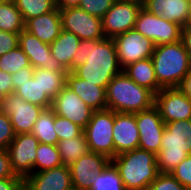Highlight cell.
<instances>
[{"instance_id": "obj_16", "label": "cell", "mask_w": 191, "mask_h": 190, "mask_svg": "<svg viewBox=\"0 0 191 190\" xmlns=\"http://www.w3.org/2000/svg\"><path fill=\"white\" fill-rule=\"evenodd\" d=\"M19 47L28 56L30 65L33 68H40L47 71L68 72L57 59L52 56L50 44L40 41L25 29L19 34Z\"/></svg>"}, {"instance_id": "obj_12", "label": "cell", "mask_w": 191, "mask_h": 190, "mask_svg": "<svg viewBox=\"0 0 191 190\" xmlns=\"http://www.w3.org/2000/svg\"><path fill=\"white\" fill-rule=\"evenodd\" d=\"M0 110L9 116L17 135L31 133L44 108L25 101L14 92L5 97Z\"/></svg>"}, {"instance_id": "obj_44", "label": "cell", "mask_w": 191, "mask_h": 190, "mask_svg": "<svg viewBox=\"0 0 191 190\" xmlns=\"http://www.w3.org/2000/svg\"><path fill=\"white\" fill-rule=\"evenodd\" d=\"M180 41L182 42L183 47L186 49V51L188 52L191 58V28L190 27H186V26L182 27Z\"/></svg>"}, {"instance_id": "obj_7", "label": "cell", "mask_w": 191, "mask_h": 190, "mask_svg": "<svg viewBox=\"0 0 191 190\" xmlns=\"http://www.w3.org/2000/svg\"><path fill=\"white\" fill-rule=\"evenodd\" d=\"M134 28L155 46L179 42L182 29L179 24L152 14L143 7L138 13Z\"/></svg>"}, {"instance_id": "obj_26", "label": "cell", "mask_w": 191, "mask_h": 190, "mask_svg": "<svg viewBox=\"0 0 191 190\" xmlns=\"http://www.w3.org/2000/svg\"><path fill=\"white\" fill-rule=\"evenodd\" d=\"M57 148L62 163L67 166L90 151L84 131L74 138L60 140Z\"/></svg>"}, {"instance_id": "obj_42", "label": "cell", "mask_w": 191, "mask_h": 190, "mask_svg": "<svg viewBox=\"0 0 191 190\" xmlns=\"http://www.w3.org/2000/svg\"><path fill=\"white\" fill-rule=\"evenodd\" d=\"M0 91L8 96L14 93L11 75L0 70Z\"/></svg>"}, {"instance_id": "obj_13", "label": "cell", "mask_w": 191, "mask_h": 190, "mask_svg": "<svg viewBox=\"0 0 191 190\" xmlns=\"http://www.w3.org/2000/svg\"><path fill=\"white\" fill-rule=\"evenodd\" d=\"M135 117L140 136L139 148L157 154L165 127L158 108L153 105L149 109L135 113Z\"/></svg>"}, {"instance_id": "obj_48", "label": "cell", "mask_w": 191, "mask_h": 190, "mask_svg": "<svg viewBox=\"0 0 191 190\" xmlns=\"http://www.w3.org/2000/svg\"><path fill=\"white\" fill-rule=\"evenodd\" d=\"M6 95L0 91V109L3 105Z\"/></svg>"}, {"instance_id": "obj_36", "label": "cell", "mask_w": 191, "mask_h": 190, "mask_svg": "<svg viewBox=\"0 0 191 190\" xmlns=\"http://www.w3.org/2000/svg\"><path fill=\"white\" fill-rule=\"evenodd\" d=\"M146 190H187L170 173H159Z\"/></svg>"}, {"instance_id": "obj_21", "label": "cell", "mask_w": 191, "mask_h": 190, "mask_svg": "<svg viewBox=\"0 0 191 190\" xmlns=\"http://www.w3.org/2000/svg\"><path fill=\"white\" fill-rule=\"evenodd\" d=\"M25 30L40 41L51 44L58 38L62 30L60 10L55 8L49 13L27 20L25 22Z\"/></svg>"}, {"instance_id": "obj_19", "label": "cell", "mask_w": 191, "mask_h": 190, "mask_svg": "<svg viewBox=\"0 0 191 190\" xmlns=\"http://www.w3.org/2000/svg\"><path fill=\"white\" fill-rule=\"evenodd\" d=\"M139 130L135 114L115 112L113 127L114 157L139 148Z\"/></svg>"}, {"instance_id": "obj_29", "label": "cell", "mask_w": 191, "mask_h": 190, "mask_svg": "<svg viewBox=\"0 0 191 190\" xmlns=\"http://www.w3.org/2000/svg\"><path fill=\"white\" fill-rule=\"evenodd\" d=\"M25 29L21 12L13 0L0 1V30L10 33H20Z\"/></svg>"}, {"instance_id": "obj_28", "label": "cell", "mask_w": 191, "mask_h": 190, "mask_svg": "<svg viewBox=\"0 0 191 190\" xmlns=\"http://www.w3.org/2000/svg\"><path fill=\"white\" fill-rule=\"evenodd\" d=\"M55 112L51 109H44L35 122L31 134H33L39 143L57 145L58 136L54 130Z\"/></svg>"}, {"instance_id": "obj_25", "label": "cell", "mask_w": 191, "mask_h": 190, "mask_svg": "<svg viewBox=\"0 0 191 190\" xmlns=\"http://www.w3.org/2000/svg\"><path fill=\"white\" fill-rule=\"evenodd\" d=\"M14 92L25 101L43 107L51 108L52 100L42 93L39 77H33L24 82H12Z\"/></svg>"}, {"instance_id": "obj_31", "label": "cell", "mask_w": 191, "mask_h": 190, "mask_svg": "<svg viewBox=\"0 0 191 190\" xmlns=\"http://www.w3.org/2000/svg\"><path fill=\"white\" fill-rule=\"evenodd\" d=\"M90 190H126L118 170L110 161L94 178Z\"/></svg>"}, {"instance_id": "obj_4", "label": "cell", "mask_w": 191, "mask_h": 190, "mask_svg": "<svg viewBox=\"0 0 191 190\" xmlns=\"http://www.w3.org/2000/svg\"><path fill=\"white\" fill-rule=\"evenodd\" d=\"M151 59L161 89L178 88L191 69L190 55L181 41L155 46Z\"/></svg>"}, {"instance_id": "obj_11", "label": "cell", "mask_w": 191, "mask_h": 190, "mask_svg": "<svg viewBox=\"0 0 191 190\" xmlns=\"http://www.w3.org/2000/svg\"><path fill=\"white\" fill-rule=\"evenodd\" d=\"M142 2L115 1L102 18L105 37L113 38L135 27Z\"/></svg>"}, {"instance_id": "obj_45", "label": "cell", "mask_w": 191, "mask_h": 190, "mask_svg": "<svg viewBox=\"0 0 191 190\" xmlns=\"http://www.w3.org/2000/svg\"><path fill=\"white\" fill-rule=\"evenodd\" d=\"M178 89L182 91L191 100V69L184 76L183 80L178 86Z\"/></svg>"}, {"instance_id": "obj_8", "label": "cell", "mask_w": 191, "mask_h": 190, "mask_svg": "<svg viewBox=\"0 0 191 190\" xmlns=\"http://www.w3.org/2000/svg\"><path fill=\"white\" fill-rule=\"evenodd\" d=\"M62 29L75 34L80 40L105 38L102 19L90 15L79 6L60 9Z\"/></svg>"}, {"instance_id": "obj_50", "label": "cell", "mask_w": 191, "mask_h": 190, "mask_svg": "<svg viewBox=\"0 0 191 190\" xmlns=\"http://www.w3.org/2000/svg\"><path fill=\"white\" fill-rule=\"evenodd\" d=\"M67 190H78V189L72 186V187H70V188L67 189Z\"/></svg>"}, {"instance_id": "obj_18", "label": "cell", "mask_w": 191, "mask_h": 190, "mask_svg": "<svg viewBox=\"0 0 191 190\" xmlns=\"http://www.w3.org/2000/svg\"><path fill=\"white\" fill-rule=\"evenodd\" d=\"M26 190H67L72 187V178L69 167H58L32 173L23 180Z\"/></svg>"}, {"instance_id": "obj_15", "label": "cell", "mask_w": 191, "mask_h": 190, "mask_svg": "<svg viewBox=\"0 0 191 190\" xmlns=\"http://www.w3.org/2000/svg\"><path fill=\"white\" fill-rule=\"evenodd\" d=\"M51 109L55 114L70 120L83 129L89 123L95 111L86 105L84 101L66 85L52 100Z\"/></svg>"}, {"instance_id": "obj_22", "label": "cell", "mask_w": 191, "mask_h": 190, "mask_svg": "<svg viewBox=\"0 0 191 190\" xmlns=\"http://www.w3.org/2000/svg\"><path fill=\"white\" fill-rule=\"evenodd\" d=\"M189 0H143V8L148 12L160 15L168 21L187 25L189 20Z\"/></svg>"}, {"instance_id": "obj_5", "label": "cell", "mask_w": 191, "mask_h": 190, "mask_svg": "<svg viewBox=\"0 0 191 190\" xmlns=\"http://www.w3.org/2000/svg\"><path fill=\"white\" fill-rule=\"evenodd\" d=\"M188 155H191V119L165 123L156 154L159 172L170 173Z\"/></svg>"}, {"instance_id": "obj_1", "label": "cell", "mask_w": 191, "mask_h": 190, "mask_svg": "<svg viewBox=\"0 0 191 190\" xmlns=\"http://www.w3.org/2000/svg\"><path fill=\"white\" fill-rule=\"evenodd\" d=\"M73 55L72 72L81 79L107 87L123 71L112 38L81 40Z\"/></svg>"}, {"instance_id": "obj_30", "label": "cell", "mask_w": 191, "mask_h": 190, "mask_svg": "<svg viewBox=\"0 0 191 190\" xmlns=\"http://www.w3.org/2000/svg\"><path fill=\"white\" fill-rule=\"evenodd\" d=\"M57 145L39 143L33 173L52 169L62 165Z\"/></svg>"}, {"instance_id": "obj_2", "label": "cell", "mask_w": 191, "mask_h": 190, "mask_svg": "<svg viewBox=\"0 0 191 190\" xmlns=\"http://www.w3.org/2000/svg\"><path fill=\"white\" fill-rule=\"evenodd\" d=\"M111 162L126 190H146L160 173L156 154L140 148L120 153Z\"/></svg>"}, {"instance_id": "obj_49", "label": "cell", "mask_w": 191, "mask_h": 190, "mask_svg": "<svg viewBox=\"0 0 191 190\" xmlns=\"http://www.w3.org/2000/svg\"><path fill=\"white\" fill-rule=\"evenodd\" d=\"M115 1H131V2H142L143 0H115Z\"/></svg>"}, {"instance_id": "obj_9", "label": "cell", "mask_w": 191, "mask_h": 190, "mask_svg": "<svg viewBox=\"0 0 191 190\" xmlns=\"http://www.w3.org/2000/svg\"><path fill=\"white\" fill-rule=\"evenodd\" d=\"M122 69L129 64L152 57L155 45L135 28L112 38Z\"/></svg>"}, {"instance_id": "obj_27", "label": "cell", "mask_w": 191, "mask_h": 190, "mask_svg": "<svg viewBox=\"0 0 191 190\" xmlns=\"http://www.w3.org/2000/svg\"><path fill=\"white\" fill-rule=\"evenodd\" d=\"M68 72H57L54 70L47 71L35 68L33 77H39V84L42 93L46 94L53 100L66 85V76Z\"/></svg>"}, {"instance_id": "obj_47", "label": "cell", "mask_w": 191, "mask_h": 190, "mask_svg": "<svg viewBox=\"0 0 191 190\" xmlns=\"http://www.w3.org/2000/svg\"><path fill=\"white\" fill-rule=\"evenodd\" d=\"M188 7H189V20L187 22L186 27H190L191 28V0H189Z\"/></svg>"}, {"instance_id": "obj_23", "label": "cell", "mask_w": 191, "mask_h": 190, "mask_svg": "<svg viewBox=\"0 0 191 190\" xmlns=\"http://www.w3.org/2000/svg\"><path fill=\"white\" fill-rule=\"evenodd\" d=\"M80 38L75 34L61 30L58 38L50 44V51L57 61L68 71L72 72L73 55L77 52Z\"/></svg>"}, {"instance_id": "obj_20", "label": "cell", "mask_w": 191, "mask_h": 190, "mask_svg": "<svg viewBox=\"0 0 191 190\" xmlns=\"http://www.w3.org/2000/svg\"><path fill=\"white\" fill-rule=\"evenodd\" d=\"M66 86L76 93L93 110L107 109L106 87L78 78L73 72L66 76Z\"/></svg>"}, {"instance_id": "obj_40", "label": "cell", "mask_w": 191, "mask_h": 190, "mask_svg": "<svg viewBox=\"0 0 191 190\" xmlns=\"http://www.w3.org/2000/svg\"><path fill=\"white\" fill-rule=\"evenodd\" d=\"M2 178H21L14 173L7 149L0 148V179Z\"/></svg>"}, {"instance_id": "obj_3", "label": "cell", "mask_w": 191, "mask_h": 190, "mask_svg": "<svg viewBox=\"0 0 191 190\" xmlns=\"http://www.w3.org/2000/svg\"><path fill=\"white\" fill-rule=\"evenodd\" d=\"M106 101L109 110L135 114L151 108L155 102V94L135 83L122 71L106 87Z\"/></svg>"}, {"instance_id": "obj_46", "label": "cell", "mask_w": 191, "mask_h": 190, "mask_svg": "<svg viewBox=\"0 0 191 190\" xmlns=\"http://www.w3.org/2000/svg\"><path fill=\"white\" fill-rule=\"evenodd\" d=\"M80 0H55L56 8L67 9L79 6Z\"/></svg>"}, {"instance_id": "obj_35", "label": "cell", "mask_w": 191, "mask_h": 190, "mask_svg": "<svg viewBox=\"0 0 191 190\" xmlns=\"http://www.w3.org/2000/svg\"><path fill=\"white\" fill-rule=\"evenodd\" d=\"M115 0H80L79 7L90 15L103 18Z\"/></svg>"}, {"instance_id": "obj_24", "label": "cell", "mask_w": 191, "mask_h": 190, "mask_svg": "<svg viewBox=\"0 0 191 190\" xmlns=\"http://www.w3.org/2000/svg\"><path fill=\"white\" fill-rule=\"evenodd\" d=\"M123 72L135 83L146 87L154 94H157L161 90L151 58L131 63L123 69Z\"/></svg>"}, {"instance_id": "obj_10", "label": "cell", "mask_w": 191, "mask_h": 190, "mask_svg": "<svg viewBox=\"0 0 191 190\" xmlns=\"http://www.w3.org/2000/svg\"><path fill=\"white\" fill-rule=\"evenodd\" d=\"M38 144L31 133L17 134L7 148L11 167L23 180L33 173Z\"/></svg>"}, {"instance_id": "obj_34", "label": "cell", "mask_w": 191, "mask_h": 190, "mask_svg": "<svg viewBox=\"0 0 191 190\" xmlns=\"http://www.w3.org/2000/svg\"><path fill=\"white\" fill-rule=\"evenodd\" d=\"M54 130L58 136V141H60L79 136L84 129L70 120L55 114Z\"/></svg>"}, {"instance_id": "obj_33", "label": "cell", "mask_w": 191, "mask_h": 190, "mask_svg": "<svg viewBox=\"0 0 191 190\" xmlns=\"http://www.w3.org/2000/svg\"><path fill=\"white\" fill-rule=\"evenodd\" d=\"M29 66V58L19 46L0 56V70L10 75Z\"/></svg>"}, {"instance_id": "obj_43", "label": "cell", "mask_w": 191, "mask_h": 190, "mask_svg": "<svg viewBox=\"0 0 191 190\" xmlns=\"http://www.w3.org/2000/svg\"><path fill=\"white\" fill-rule=\"evenodd\" d=\"M35 68L31 65L11 74L12 82H24L33 78Z\"/></svg>"}, {"instance_id": "obj_14", "label": "cell", "mask_w": 191, "mask_h": 190, "mask_svg": "<svg viewBox=\"0 0 191 190\" xmlns=\"http://www.w3.org/2000/svg\"><path fill=\"white\" fill-rule=\"evenodd\" d=\"M154 105L165 123L191 119V100L178 88H162Z\"/></svg>"}, {"instance_id": "obj_41", "label": "cell", "mask_w": 191, "mask_h": 190, "mask_svg": "<svg viewBox=\"0 0 191 190\" xmlns=\"http://www.w3.org/2000/svg\"><path fill=\"white\" fill-rule=\"evenodd\" d=\"M23 187L22 178L0 179V190H20Z\"/></svg>"}, {"instance_id": "obj_38", "label": "cell", "mask_w": 191, "mask_h": 190, "mask_svg": "<svg viewBox=\"0 0 191 190\" xmlns=\"http://www.w3.org/2000/svg\"><path fill=\"white\" fill-rule=\"evenodd\" d=\"M16 133L13 129L9 116L0 110V148L7 149L15 138Z\"/></svg>"}, {"instance_id": "obj_32", "label": "cell", "mask_w": 191, "mask_h": 190, "mask_svg": "<svg viewBox=\"0 0 191 190\" xmlns=\"http://www.w3.org/2000/svg\"><path fill=\"white\" fill-rule=\"evenodd\" d=\"M13 2L21 12L24 22L56 8L55 0H13Z\"/></svg>"}, {"instance_id": "obj_37", "label": "cell", "mask_w": 191, "mask_h": 190, "mask_svg": "<svg viewBox=\"0 0 191 190\" xmlns=\"http://www.w3.org/2000/svg\"><path fill=\"white\" fill-rule=\"evenodd\" d=\"M170 174L187 190H191V155H188Z\"/></svg>"}, {"instance_id": "obj_6", "label": "cell", "mask_w": 191, "mask_h": 190, "mask_svg": "<svg viewBox=\"0 0 191 190\" xmlns=\"http://www.w3.org/2000/svg\"><path fill=\"white\" fill-rule=\"evenodd\" d=\"M114 119L115 112L113 110L94 111L89 123L83 130L89 150L104 155L110 160L114 158Z\"/></svg>"}, {"instance_id": "obj_39", "label": "cell", "mask_w": 191, "mask_h": 190, "mask_svg": "<svg viewBox=\"0 0 191 190\" xmlns=\"http://www.w3.org/2000/svg\"><path fill=\"white\" fill-rule=\"evenodd\" d=\"M19 34L0 30V56L19 46Z\"/></svg>"}, {"instance_id": "obj_17", "label": "cell", "mask_w": 191, "mask_h": 190, "mask_svg": "<svg viewBox=\"0 0 191 190\" xmlns=\"http://www.w3.org/2000/svg\"><path fill=\"white\" fill-rule=\"evenodd\" d=\"M110 161L104 155L89 151L68 166L72 186L78 190H90L94 178L103 171Z\"/></svg>"}]
</instances>
